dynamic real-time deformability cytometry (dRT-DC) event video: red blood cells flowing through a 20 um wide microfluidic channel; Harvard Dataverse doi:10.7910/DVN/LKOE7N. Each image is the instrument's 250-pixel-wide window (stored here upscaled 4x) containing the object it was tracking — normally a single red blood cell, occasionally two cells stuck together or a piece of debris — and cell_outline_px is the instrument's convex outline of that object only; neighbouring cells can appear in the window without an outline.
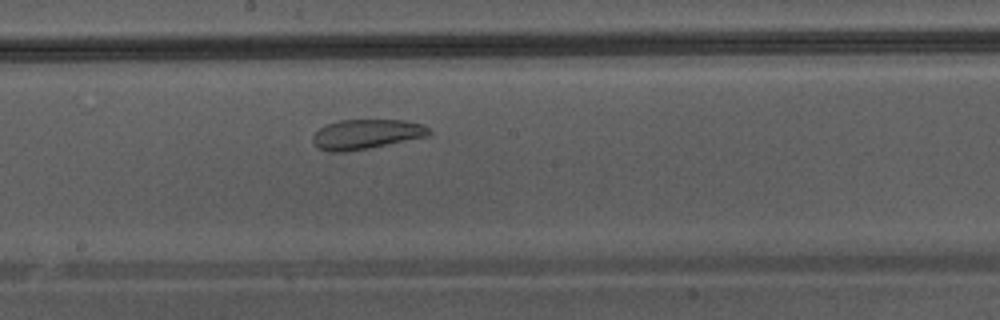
{"species": "Egyptian fruit bat (a non-hibernating species)", "species_latin": "Rousettus aegyptiacus", "temperature_condition": "warm", "stored_images_in_passage": 36, "camera_frame_rate_fps": 3000, "um_per_image_px": 0.085, "animal": {"sex": "male"}, "frame": {"image": 1, "passage_image": 16, "time_ms": 5.0, "image_size_px": [1000, 320], "cell_outline_px": [[432, 136], [368, 148], [344, 152], [328, 152], [316, 148], [312, 140], [312, 136], [320, 128], [328, 124], [340, 120], [404, 120], [424, 124], [432, 132]], "centroid_in_image_um": [31.17, 11.41], "position_along_channel_um": 217.0, "area_um2": 20.4}}